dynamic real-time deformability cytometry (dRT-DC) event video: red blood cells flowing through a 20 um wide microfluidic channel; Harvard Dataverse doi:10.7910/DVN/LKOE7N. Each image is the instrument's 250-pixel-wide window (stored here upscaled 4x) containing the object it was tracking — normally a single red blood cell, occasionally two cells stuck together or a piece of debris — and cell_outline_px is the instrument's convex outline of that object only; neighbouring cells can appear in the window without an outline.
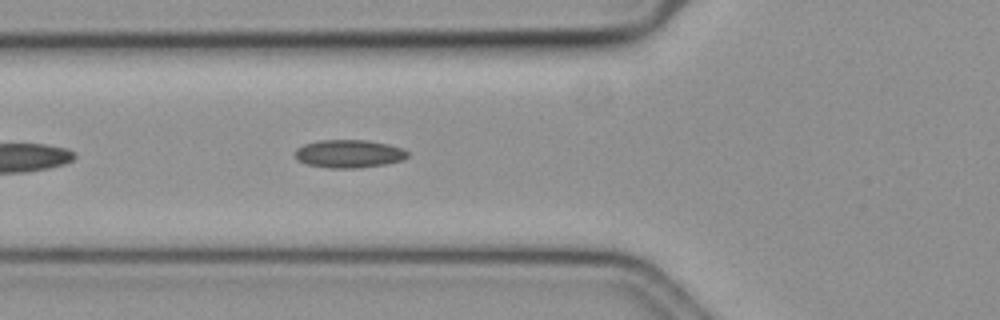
{"species": "common noctule bat (a hibernating species)", "species_latin": "Nyctalus noctula", "temperature_condition": "cold", "stored_images_in_passage": 42, "camera_frame_rate_fps": 3000, "um_per_image_px": 0.085, "animal": {"sex": "female", "body_mass_g": 19.3, "forearm_length_mm": 54.1}, "frame": {"image": 1, "passage_image": 6, "time_ms": 1.667, "image_size_px": [1000, 320], "cell_outline_px": [[408, 156], [404, 160], [388, 164], [360, 168], [328, 168], [308, 164], [300, 160], [296, 156], [296, 148], [304, 144], [316, 140], [368, 140], [388, 144], [400, 148], [408, 152]], "centroid_in_image_um": [29.69, 13.07], "position_along_channel_um": 96.1, "area_um2": 18.44}}
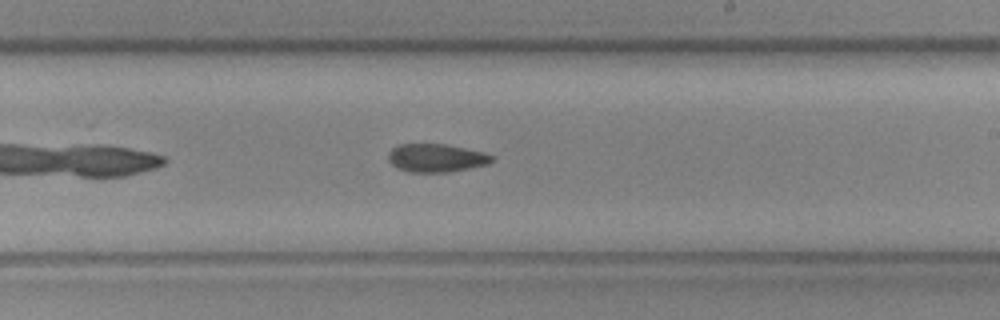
{"frame": {"image": 2, "passage_image": 19, "time_ms": 6.0, "image_size_px": [1000, 320], "cell_outline_px": [[492, 160], [488, 164], [448, 172], [408, 172], [396, 168], [388, 160], [388, 152], [392, 148], [400, 144], [444, 144], [484, 152], [492, 156]], "centroid_in_image_um": [37.03, 13.43], "position_along_channel_um": 252.0, "area_um2": 16.94}}
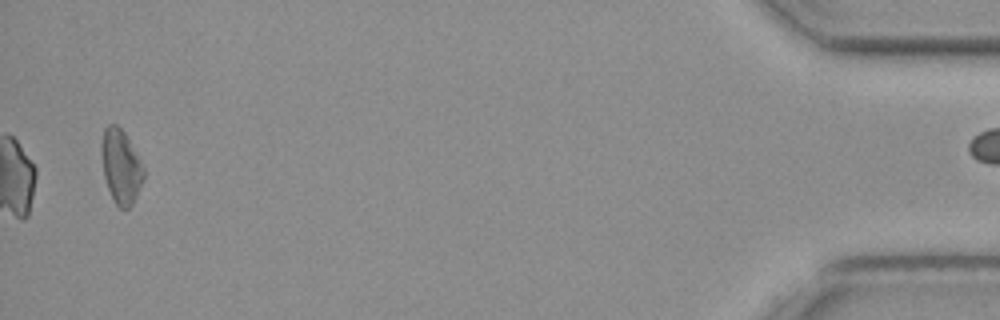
{"frame": {"image": 3, "passage_image": 41, "time_ms": 13.333, "image_size_px": [1000, 320], "cell_outline_px": [[144, 180], [132, 204], [128, 208], [120, 208], [116, 204], [108, 188], [104, 176], [100, 152], [100, 144], [104, 128], [108, 124], [116, 124], [124, 132], [140, 160], [144, 168]], "centroid_in_image_um": [10.26, 14.13], "position_along_channel_um": 424.9, "area_um2": 18.15}}